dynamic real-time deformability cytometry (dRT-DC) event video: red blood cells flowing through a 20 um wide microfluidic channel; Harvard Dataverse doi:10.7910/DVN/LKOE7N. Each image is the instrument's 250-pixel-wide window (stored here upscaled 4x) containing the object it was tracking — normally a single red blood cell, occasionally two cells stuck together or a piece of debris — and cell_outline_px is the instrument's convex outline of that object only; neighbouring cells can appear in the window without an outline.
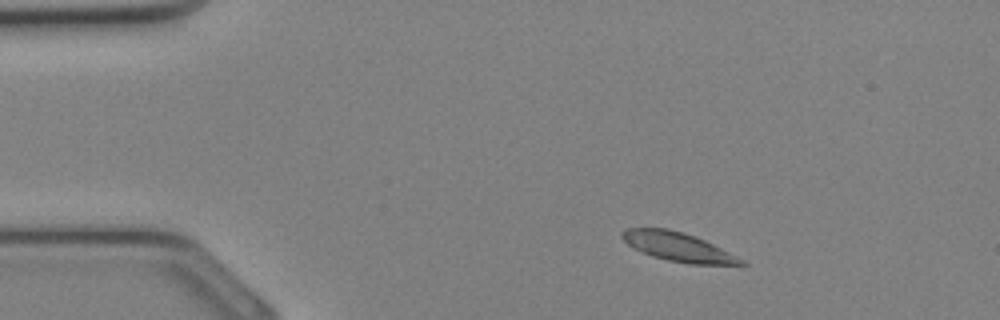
{"species": "Egyptian fruit bat (a non-hibernating species)", "species_latin": "Rousettus aegyptiacus", "temperature_condition": "cold", "stored_images_in_passage": 33, "segment_of_instrument_passage": [1, 2], "camera_frame_rate_fps": 3000, "um_per_image_px": 0.085, "animal": {"sex": "female"}, "frame": {"image": 1, "passage_image": 3, "time_ms": 0.667, "image_size_px": [1000, 320], "cell_outline_px": [[748, 264], [692, 264], [668, 260], [652, 256], [628, 244], [620, 236], [620, 232], [628, 228], [668, 228], [704, 240], [744, 260]], "centroid_in_image_um": [57.59, 20.97], "position_along_channel_um": 27.4, "area_um2": 19.42}}
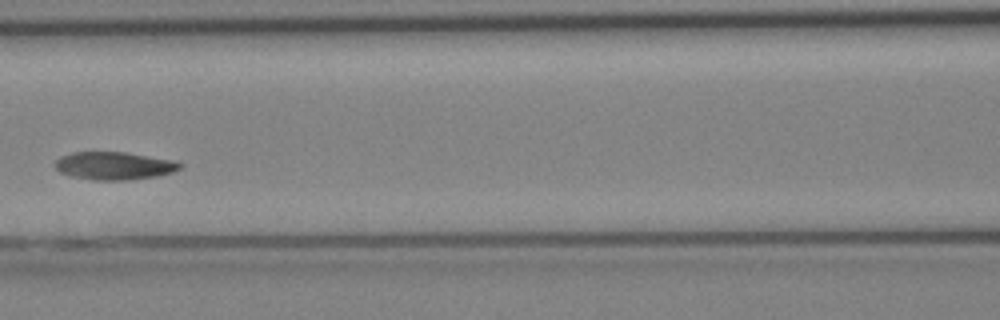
{"frame": {"image": 2, "passage_image": 13, "time_ms": 4.0, "image_size_px": [1000, 320], "cell_outline_px": [[184, 164], [180, 168], [172, 172], [156, 176], [128, 180], [92, 180], [72, 176], [60, 172], [56, 168], [56, 160], [60, 156], [72, 152], [124, 152], [172, 160]], "centroid_in_image_um": [9.69, 14.09], "position_along_channel_um": 156.9, "area_um2": 20.11}}
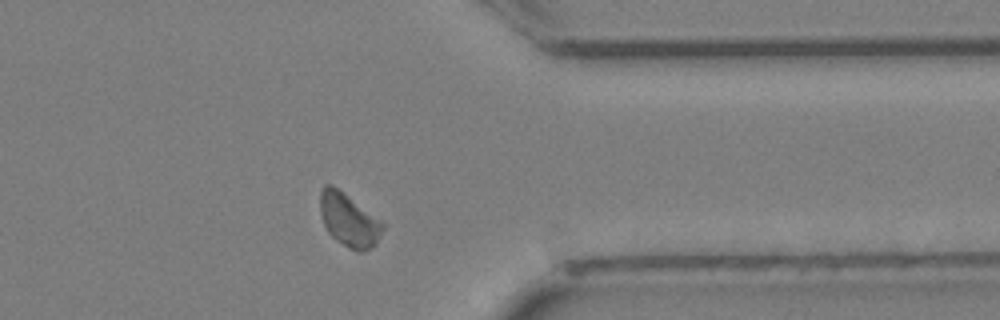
{"frame": {"image": 3, "passage_image": 25, "time_ms": 8.0, "image_size_px": [1000, 320], "cell_outline_px": [[384, 228], [376, 244], [372, 248], [364, 252], [356, 252], [348, 248], [336, 240], [328, 232], [324, 224], [320, 212], [320, 192], [324, 184], [332, 184], [384, 220]], "centroid_in_image_um": [29.69, 18.7], "position_along_channel_um": 381.7, "area_um2": 19.94}}